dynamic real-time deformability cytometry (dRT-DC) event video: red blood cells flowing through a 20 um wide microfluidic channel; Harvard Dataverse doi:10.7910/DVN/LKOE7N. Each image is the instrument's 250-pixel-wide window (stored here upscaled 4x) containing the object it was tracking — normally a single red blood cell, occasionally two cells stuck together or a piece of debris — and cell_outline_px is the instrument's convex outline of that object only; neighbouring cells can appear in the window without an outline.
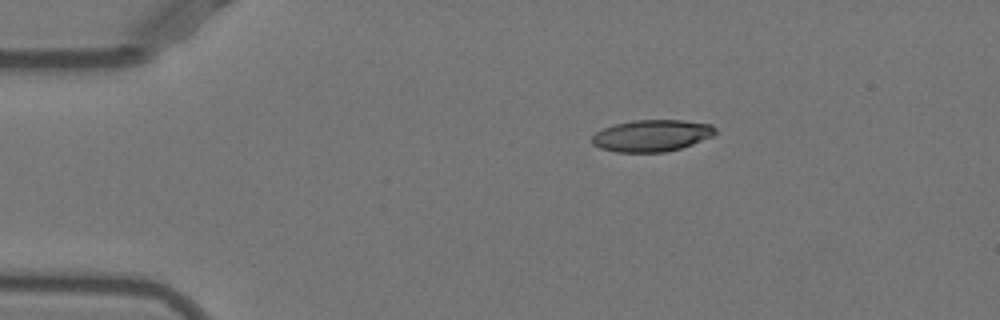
{"species": "Egyptian fruit bat (a non-hibernating species)", "species_latin": "Rousettus aegyptiacus", "temperature_condition": "warm", "stored_images_in_passage": 43, "camera_frame_rate_fps": 3000, "um_per_image_px": 0.085, "animal": {"sex": "female"}, "frame": {"image": 1, "passage_image": 1, "time_ms": 0.0, "image_size_px": [1000, 320], "cell_outline_px": [[716, 132], [712, 136], [692, 144], [680, 148], [664, 152], [616, 152], [600, 148], [592, 144], [592, 136], [596, 132], [604, 128], [616, 124], [636, 120], [684, 120], [712, 124], [716, 128]], "centroid_in_image_um": [55.41, 11.52], "position_along_channel_um": 29.6, "area_um2": 22.72}}
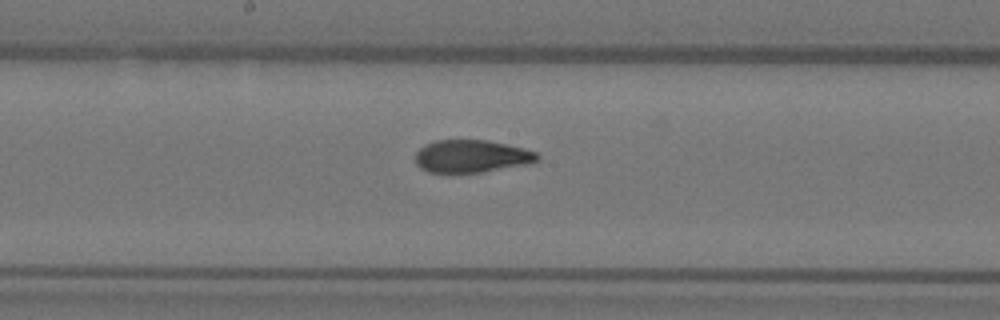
{"frame": {"image": 2, "passage_image": 19, "time_ms": 6.0, "image_size_px": [1000, 320], "cell_outline_px": [[540, 160], [528, 164], [480, 172], [428, 172], [420, 168], [416, 164], [416, 152], [424, 144], [436, 140], [488, 140], [524, 148], [536, 152], [540, 156]], "centroid_in_image_um": [40.09, 13.27], "position_along_channel_um": 208.1, "area_um2": 23.18}}
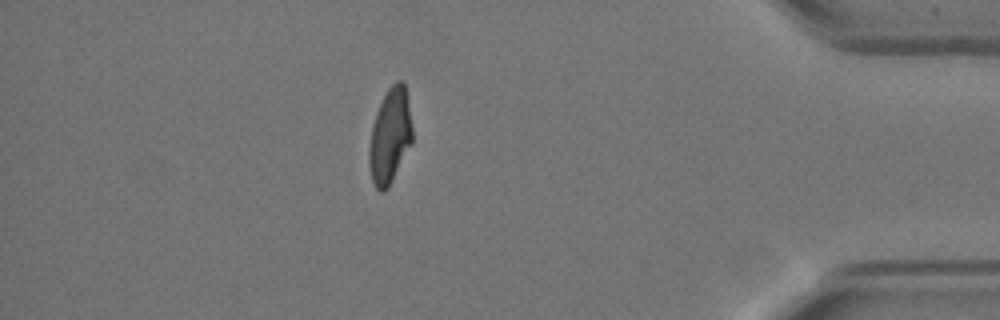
{"frame": {"image": 3, "passage_image": 37, "time_ms": 12.0, "image_size_px": [1000, 320], "cell_outline_px": [[412, 144], [388, 188], [384, 192], [380, 192], [376, 188], [372, 180], [368, 164], [368, 152], [372, 128], [376, 112], [388, 88], [396, 80], [400, 80], [404, 84], [412, 128]], "centroid_in_image_um": [33.14, 11.61], "position_along_channel_um": 402.1, "area_um2": 23.76}, "authors_computed_cell_mechanics": {"area_um2": 23.9292, "velocity_mm_per_s": 3.9162, "shape_relaxation_time_tau1_ms": 6.0517, "shape_relaxation_time_tau2_ms": 1.3719, "deformation_change_tau1": 0.2331, "deformation_change_tau2": 0.0805}}